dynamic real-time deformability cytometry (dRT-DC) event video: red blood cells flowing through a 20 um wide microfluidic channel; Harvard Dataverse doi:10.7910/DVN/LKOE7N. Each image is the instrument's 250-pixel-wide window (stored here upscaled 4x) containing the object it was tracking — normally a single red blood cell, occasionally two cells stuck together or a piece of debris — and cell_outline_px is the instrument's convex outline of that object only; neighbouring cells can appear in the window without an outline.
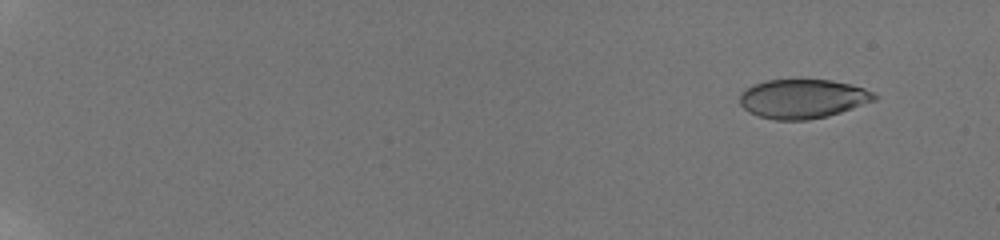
{"species": "human", "species_latin": "Homo sapiens", "temperature_condition": "room temperature", "stored_images_in_passage": 34, "camera_frame_rate_fps": 3000, "um_per_image_px": 0.085, "donor": {"sex": "male"}, "frame": {"image": 1, "passage_image": 5, "time_ms": 1.667, "image_size_px": [1000, 240], "cell_outline_px": [[876, 100], [828, 116], [808, 120], [776, 120], [756, 116], [748, 112], [740, 104], [740, 92], [752, 84], [768, 80], [832, 80], [864, 88], [872, 92], [876, 96]], "centroid_in_image_um": [68.18, 8.4], "position_along_channel_um": 16.8, "area_um2": 30.69}}
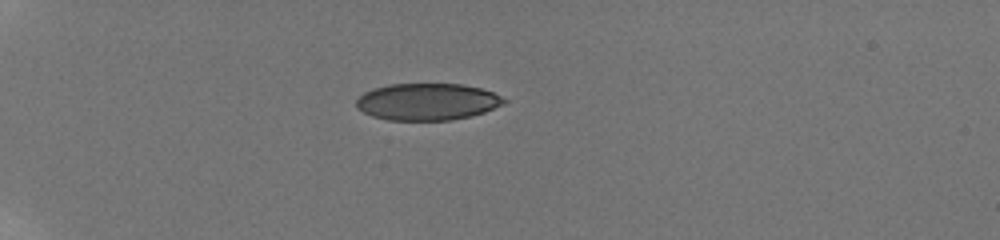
{"frame": {"image": 2, "passage_image": 23, "time_ms": 6.333, "image_size_px": [1000, 240], "cell_outline_px": [[508, 100], [504, 104], [484, 112], [452, 120], [388, 120], [372, 116], [356, 108], [356, 100], [364, 92], [372, 88], [388, 84], [460, 84], [480, 88], [492, 92]], "centroid_in_image_um": [36.29, 8.64], "position_along_channel_um": 48.7, "area_um2": 31.73}}
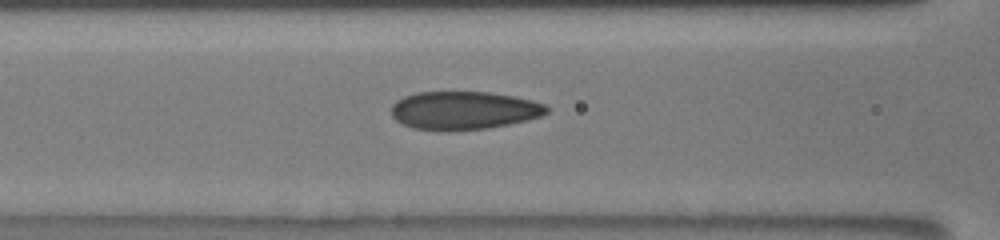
{"frame": {"image": 3, "passage_image": 31, "time_ms": 9.667, "image_size_px": [1000, 240], "cell_outline_px": [[548, 112], [540, 116], [528, 120], [488, 128], [448, 132], [412, 128], [396, 120], [392, 116], [392, 104], [396, 100], [404, 96], [416, 92], [488, 92], [512, 96], [532, 100], [544, 104], [548, 108]], "centroid_in_image_um": [39.4, 9.4], "position_along_channel_um": 127.2, "area_um2": 34.8}}